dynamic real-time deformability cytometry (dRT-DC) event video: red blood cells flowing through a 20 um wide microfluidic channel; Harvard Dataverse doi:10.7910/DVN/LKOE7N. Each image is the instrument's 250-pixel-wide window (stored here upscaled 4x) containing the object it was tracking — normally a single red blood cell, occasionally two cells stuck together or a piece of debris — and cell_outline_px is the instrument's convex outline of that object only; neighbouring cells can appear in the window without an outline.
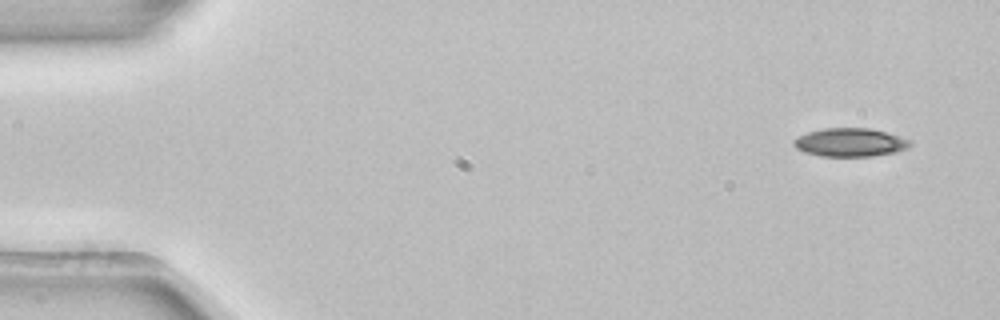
{"species": "common noctule bat (a hibernating species)", "species_latin": "Nyctalus noctula", "temperature_condition": "room temperature", "stored_images_in_passage": 5, "camera_frame_rate_fps": 3000, "um_per_image_px": 0.085, "animal": {"sex": "female", "body_mass_g": 22.7, "forearm_length_mm": 54.2}, "frame": {"image": 1, "passage_image": 1, "time_ms": 0.0, "image_size_px": [1000, 320], "cell_outline_px": [[912, 144], [908, 148], [896, 152], [872, 156], [820, 156], [804, 152], [796, 148], [792, 144], [792, 140], [796, 136], [808, 132], [824, 128], [872, 128], [912, 140]], "centroid_in_image_um": [72.25, 12.1], "position_along_channel_um": 12.8, "area_um2": 19.48}}